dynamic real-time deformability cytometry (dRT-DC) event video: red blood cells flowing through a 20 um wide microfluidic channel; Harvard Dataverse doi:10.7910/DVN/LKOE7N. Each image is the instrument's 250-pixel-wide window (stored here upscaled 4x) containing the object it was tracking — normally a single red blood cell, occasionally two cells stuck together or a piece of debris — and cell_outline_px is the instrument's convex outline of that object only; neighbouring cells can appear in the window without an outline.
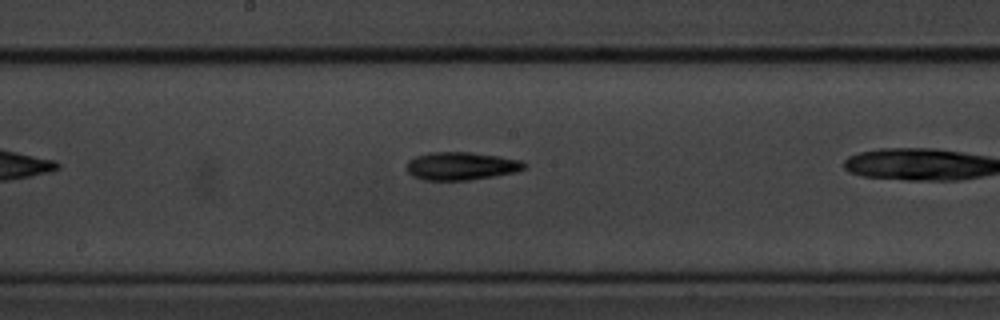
{"species": "common noctule bat (a hibernating species)", "species_latin": "Nyctalus noctula", "temperature_condition": "cold", "stored_images_in_passage": 21, "camera_frame_rate_fps": 3000, "um_per_image_px": 0.085, "animal": {"sex": "male", "body_mass_g": 20.1, "forearm_length_mm": 53.5}, "frame": {"image": 1, "passage_image": 12, "time_ms": 3.667, "image_size_px": [1000, 320], "cell_outline_px": [[520, 164], [516, 168], [500, 172], [476, 176], [424, 176], [416, 172], [412, 168], [412, 164], [432, 156], [476, 156], [500, 160]], "centroid_in_image_um": [39.19, 14.12], "position_along_channel_um": 209.0, "area_um2": 12.2}}